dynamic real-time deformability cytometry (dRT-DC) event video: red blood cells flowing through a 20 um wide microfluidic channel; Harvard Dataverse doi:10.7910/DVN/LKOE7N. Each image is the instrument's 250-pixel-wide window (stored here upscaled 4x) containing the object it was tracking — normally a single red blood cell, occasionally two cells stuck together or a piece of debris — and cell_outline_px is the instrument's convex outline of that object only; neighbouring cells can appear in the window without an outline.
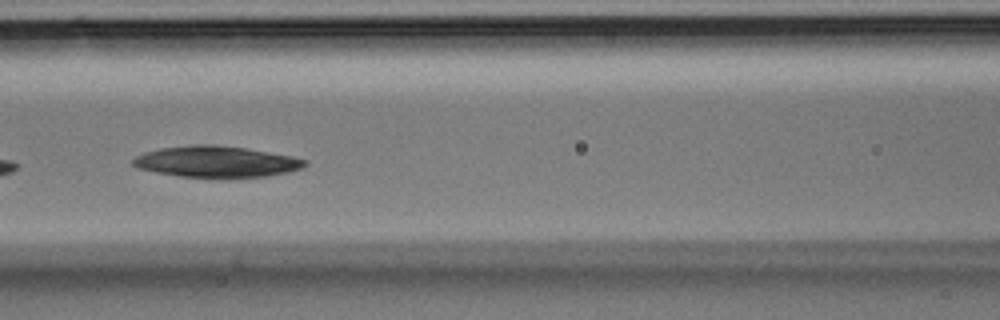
{"species": "Egyptian fruit bat (a non-hibernating species)", "species_latin": "Rousettus aegyptiacus", "temperature_condition": "room temperature", "stored_images_in_passage": 22, "camera_frame_rate_fps": 3000, "um_per_image_px": 0.085, "animal": {"sex": "male"}, "frame": {"image": 1, "passage_image": 7, "time_ms": 2.0, "image_size_px": [1000, 320], "cell_outline_px": [[308, 164], [300, 168], [288, 172], [268, 176], [228, 180], [220, 180], [180, 176], [156, 172], [136, 168], [132, 164], [132, 160], [136, 156], [144, 152], [160, 148], [192, 144], [216, 144], [244, 148], [292, 156], [308, 160]], "centroid_in_image_um": [18.39, 13.77], "position_along_channel_um": 148.2, "area_um2": 32.25}}
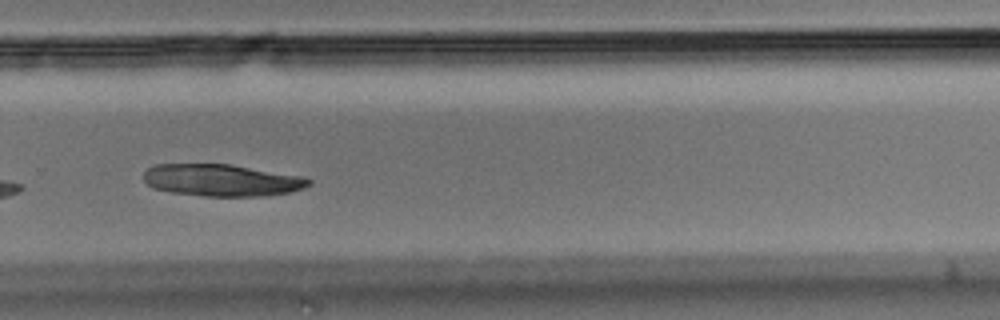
{"frame": {"image": 2, "passage_image": 16, "time_ms": 5.0, "image_size_px": [1000, 320], "cell_outline_px": [[312, 184], [304, 188], [288, 192], [264, 196], [204, 196], [172, 192], [152, 188], [144, 180], [144, 172], [148, 168], [156, 164], [232, 164], [304, 176], [312, 180]], "centroid_in_image_um": [18.88, 15.31], "position_along_channel_um": 310.9, "area_um2": 30.98}}